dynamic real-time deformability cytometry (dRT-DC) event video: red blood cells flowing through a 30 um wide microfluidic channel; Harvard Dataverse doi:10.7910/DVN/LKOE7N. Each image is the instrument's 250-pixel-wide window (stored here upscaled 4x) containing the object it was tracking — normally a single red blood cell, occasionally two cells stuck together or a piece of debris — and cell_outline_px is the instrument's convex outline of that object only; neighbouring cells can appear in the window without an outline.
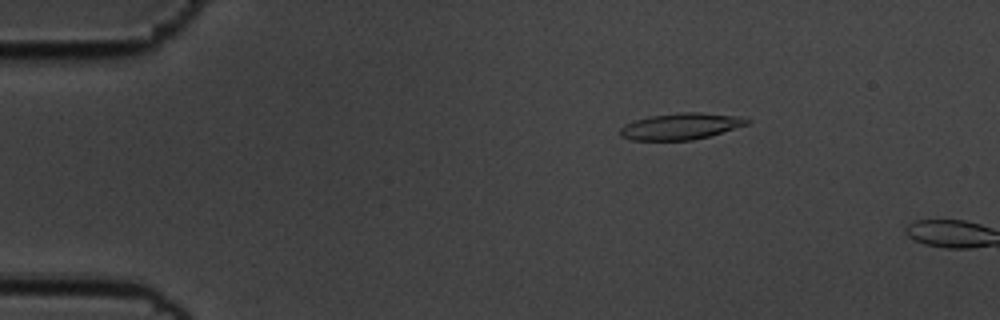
{"species": "common noctule bat (a hibernating species)", "species_latin": "Nyctalus noctula", "temperature_condition": "cold", "stored_images_in_passage": 3, "camera_frame_rate_fps": 3000, "um_per_image_px": 0.085, "animal": {"sex": "male", "body_mass_g": 19.5, "forearm_length_mm": 54.6}, "frame": {"image": 1, "passage_image": 2, "time_ms": 0.333, "image_size_px": [1000, 320], "cell_outline_px": [[752, 120], [748, 124], [708, 136], [692, 140], [632, 140], [620, 136], [620, 128], [624, 124], [636, 120], [652, 116], [680, 112], [696, 112], [740, 116]], "centroid_in_image_um": [57.86, 10.73], "position_along_channel_um": 27.1, "area_um2": 19.36}}